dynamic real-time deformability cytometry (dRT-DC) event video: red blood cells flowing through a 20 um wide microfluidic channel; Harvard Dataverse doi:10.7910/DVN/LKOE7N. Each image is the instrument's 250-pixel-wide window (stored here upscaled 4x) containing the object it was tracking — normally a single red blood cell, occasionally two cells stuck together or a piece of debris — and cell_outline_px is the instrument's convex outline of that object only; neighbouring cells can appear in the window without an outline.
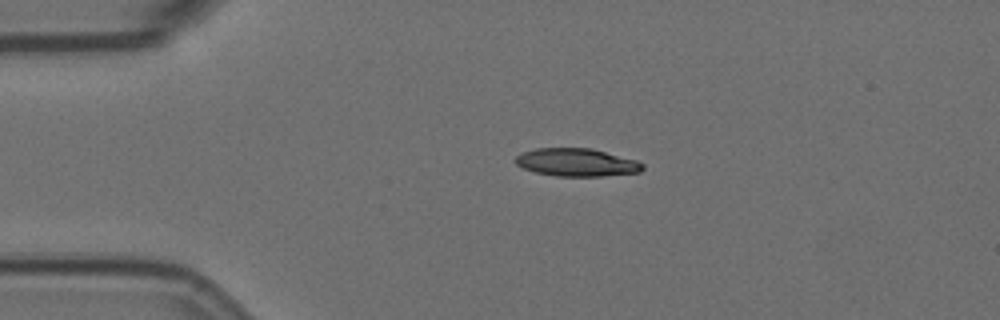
{"species": "Egyptian fruit bat (a non-hibernating species)", "species_latin": "Rousettus aegyptiacus", "temperature_condition": "room temperature", "stored_images_in_passage": 45, "camera_frame_rate_fps": 3000, "um_per_image_px": 0.085, "animal": {"sex": "female"}, "frame": {"image": 1, "passage_image": 1, "time_ms": 0.0, "image_size_px": [1000, 320], "cell_outline_px": [[644, 168], [640, 172], [600, 176], [556, 176], [536, 172], [524, 168], [516, 164], [516, 156], [524, 152], [536, 148], [592, 148], [636, 160], [644, 164]], "centroid_in_image_um": [49.04, 13.8], "position_along_channel_um": 36.0, "area_um2": 20.52}}
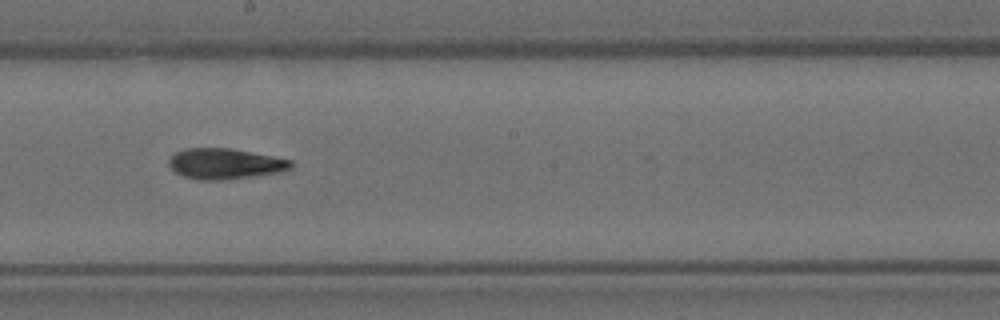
{"frame": {"image": 2, "passage_image": 20, "time_ms": 6.333, "image_size_px": [1000, 320], "cell_outline_px": [[292, 168], [280, 172], [256, 176], [224, 180], [200, 180], [184, 176], [176, 172], [168, 164], [168, 160], [176, 152], [184, 148], [232, 148], [292, 160]], "centroid_in_image_um": [19.14, 13.92], "position_along_channel_um": 229.1, "area_um2": 21.85}}
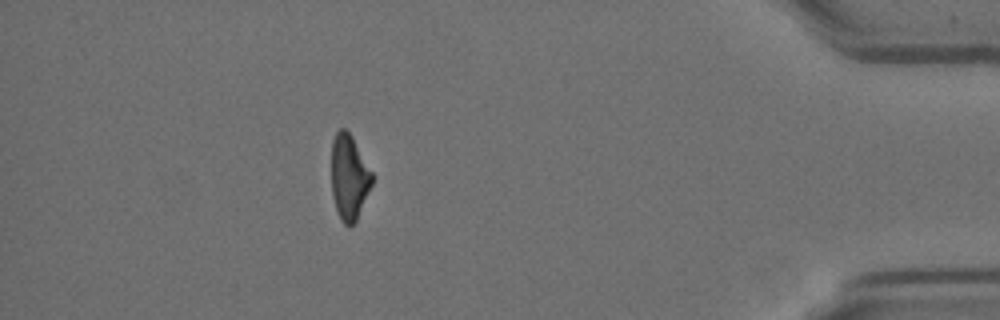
{"frame": {"image": 3, "passage_image": 39, "time_ms": 12.667, "image_size_px": [1000, 320], "cell_outline_px": [[372, 184], [356, 220], [348, 228], [340, 220], [332, 196], [332, 140], [336, 132], [340, 128], [344, 128], [352, 136], [372, 172]], "centroid_in_image_um": [29.66, 15.06], "position_along_channel_um": 405.5, "area_um2": 20.0}, "authors_computed_cell_mechanics": {"area_um2": 21.3282, "velocity_mm_per_s": 3.5852, "shape_relaxation_time_tau1_ms": null, "shape_relaxation_time_tau2_ms": 5.8911, "deformation_change_tau1": null, "deformation_change_tau2": 0.157}}